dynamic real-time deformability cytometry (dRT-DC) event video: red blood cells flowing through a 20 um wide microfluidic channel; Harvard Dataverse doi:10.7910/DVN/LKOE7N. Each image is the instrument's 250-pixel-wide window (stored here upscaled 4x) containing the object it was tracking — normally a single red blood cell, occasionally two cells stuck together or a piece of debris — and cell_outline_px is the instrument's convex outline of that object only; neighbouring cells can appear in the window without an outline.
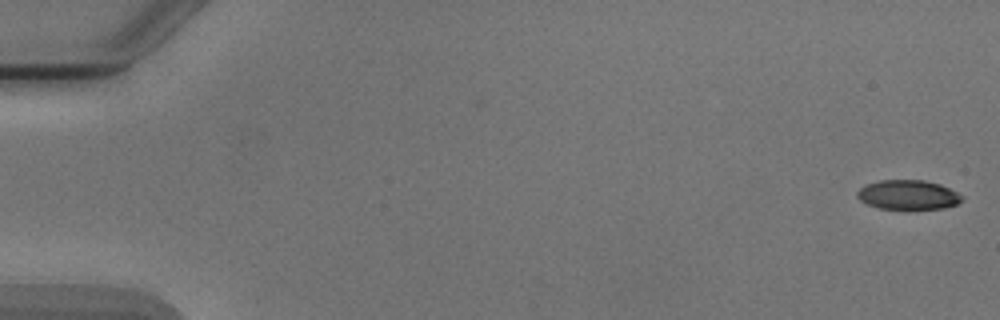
{"species": "Egyptian fruit bat (a non-hibernating species)", "species_latin": "Rousettus aegyptiacus", "temperature_condition": "cold", "stored_images_in_passage": 6, "segment_of_instrument_passage": [2, 2], "camera_frame_rate_fps": 3000, "um_per_image_px": 0.085, "animal": {"sex": "male"}, "frame": {"image": 1, "passage_image": 6, "time_ms": 7.0, "image_size_px": [1000, 320], "cell_outline_px": [[964, 200], [956, 204], [944, 208], [880, 208], [868, 204], [860, 200], [856, 196], [856, 192], [864, 184], [880, 180], [924, 180], [940, 184], [964, 196]], "centroid_in_image_um": [77.17, 16.54], "position_along_channel_um": 7.8, "area_um2": 17.86}}